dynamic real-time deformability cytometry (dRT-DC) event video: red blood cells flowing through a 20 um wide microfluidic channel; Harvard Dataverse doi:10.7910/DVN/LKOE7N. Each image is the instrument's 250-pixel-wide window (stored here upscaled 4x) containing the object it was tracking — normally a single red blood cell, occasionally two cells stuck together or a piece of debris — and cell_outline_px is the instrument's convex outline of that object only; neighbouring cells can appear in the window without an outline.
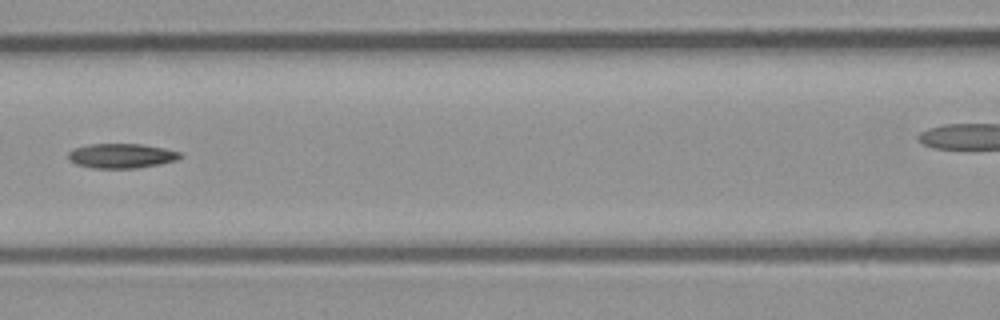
{"species": "common noctule bat (a hibernating species)", "species_latin": "Nyctalus noctula", "temperature_condition": "room temperature", "stored_images_in_passage": 7, "segment_of_instrument_passage": [1, 2], "camera_frame_rate_fps": 3000, "um_per_image_px": 0.085, "animal": {"sex": "male", "body_mass_g": 23.1, "forearm_length_mm": 52.7}, "frame": {"image": 1, "passage_image": 5, "time_ms": 1.333, "image_size_px": [1000, 320], "cell_outline_px": [[184, 156], [176, 160], [160, 164], [136, 168], [92, 168], [76, 164], [68, 160], [68, 152], [72, 148], [88, 144], [140, 144], [164, 148], [180, 152]], "centroid_in_image_um": [10.29, 13.24], "position_along_channel_um": 156.3, "area_um2": 16.18}}
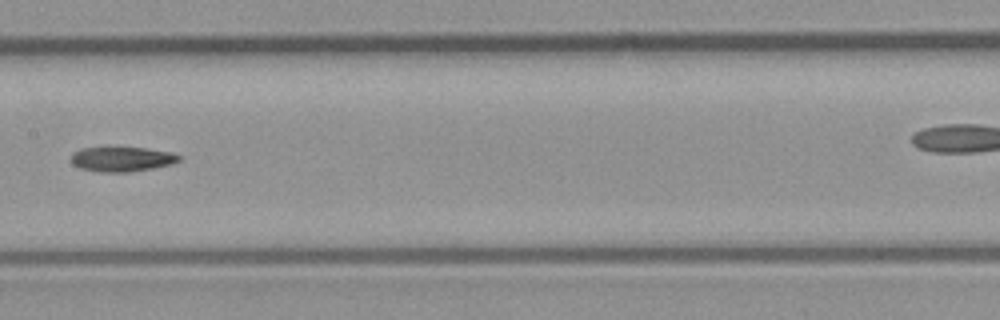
{"frame": {"image": 2, "passage_image": 6, "time_ms": 1.667, "image_size_px": [1000, 320], "cell_outline_px": [[180, 160], [172, 164], [152, 168], [128, 172], [100, 172], [80, 168], [72, 164], [72, 152], [80, 148], [144, 148], [172, 152], [180, 156]], "centroid_in_image_um": [10.35, 13.53], "position_along_channel_um": 197.0, "area_um2": 15.43}}